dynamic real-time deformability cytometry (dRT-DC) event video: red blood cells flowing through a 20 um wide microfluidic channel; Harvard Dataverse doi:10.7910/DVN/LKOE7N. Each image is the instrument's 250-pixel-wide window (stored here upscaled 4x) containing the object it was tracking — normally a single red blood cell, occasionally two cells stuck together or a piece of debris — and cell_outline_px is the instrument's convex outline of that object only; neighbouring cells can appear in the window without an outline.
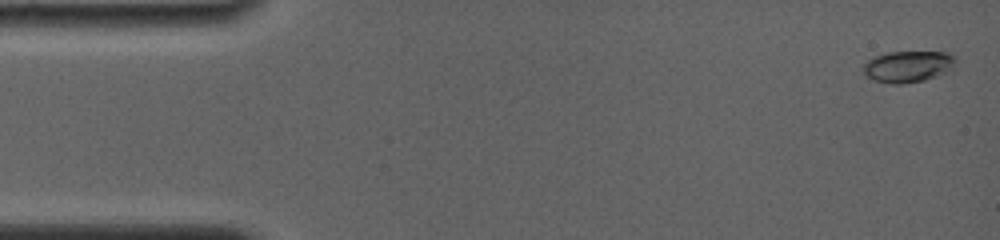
{"species": "common noctule bat (a hibernating species)", "species_latin": "Nyctalus noctula", "temperature_condition": "room temperature", "stored_images_in_passage": 6, "camera_frame_rate_fps": 4000, "um_per_image_px": 0.085, "animal": {"sex": "female", "body_mass_g": 19.0, "forearm_length_mm": 56.7}, "frame": {"image": 1, "passage_image": 1, "time_ms": 0.0, "image_size_px": [1000, 240], "cell_outline_px": [[956, 64], [944, 72], [936, 76], [924, 80], [900, 84], [892, 84], [872, 80], [864, 72], [864, 64], [868, 60], [876, 56], [888, 52], [948, 52], [956, 60]], "centroid_in_image_um": [77.16, 5.65], "position_along_channel_um": 7.8, "area_um2": 16.65}}